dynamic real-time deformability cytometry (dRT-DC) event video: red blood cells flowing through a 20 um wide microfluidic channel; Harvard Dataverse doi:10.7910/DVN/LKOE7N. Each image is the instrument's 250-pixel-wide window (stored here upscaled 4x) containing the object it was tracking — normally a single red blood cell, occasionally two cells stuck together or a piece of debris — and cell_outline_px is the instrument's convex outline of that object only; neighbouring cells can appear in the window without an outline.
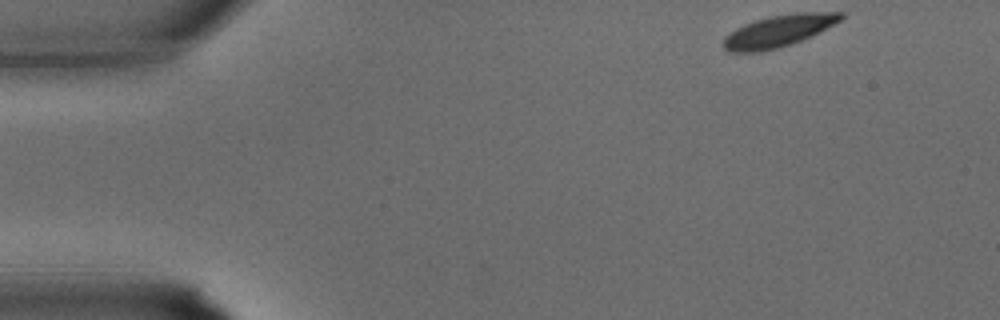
{"species": "common noctule bat (a hibernating species)", "species_latin": "Nyctalus noctula", "temperature_condition": "warm", "stored_images_in_passage": 32, "camera_frame_rate_fps": 3000, "um_per_image_px": 0.085, "animal": {"sex": "male", "body_mass_g": 15.6}, "frame": {"image": 1, "passage_image": 1, "time_ms": 0.0, "image_size_px": [1000, 320], "cell_outline_px": [[844, 20], [812, 36], [792, 44], [760, 52], [728, 52], [720, 44], [724, 36], [728, 32], [744, 24], [756, 20], [772, 16], [796, 12], [844, 12]], "centroid_in_image_um": [66.18, 2.63], "position_along_channel_um": 18.8, "area_um2": 22.2}}
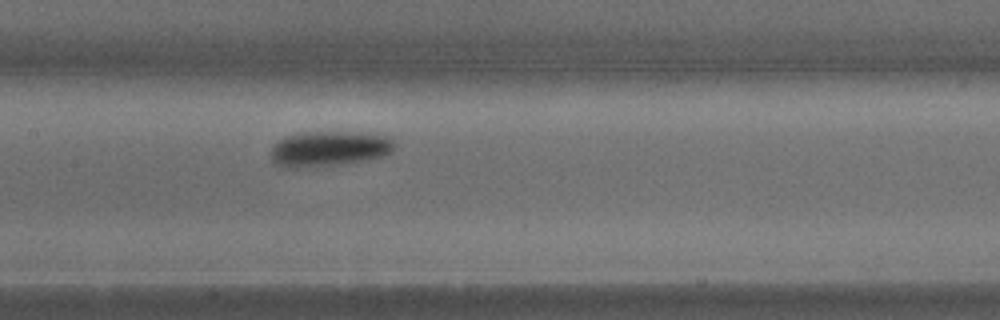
{"frame": {"image": 2, "passage_image": 14, "time_ms": 4.333, "image_size_px": [1000, 320], "cell_outline_px": [[396, 144], [392, 152], [368, 160], [344, 164], [316, 168], [284, 168], [276, 164], [272, 160], [272, 148], [284, 136], [304, 132], [376, 132], [388, 136]], "centroid_in_image_um": [28.02, 12.65], "position_along_channel_um": 179.4, "area_um2": 26.07}}
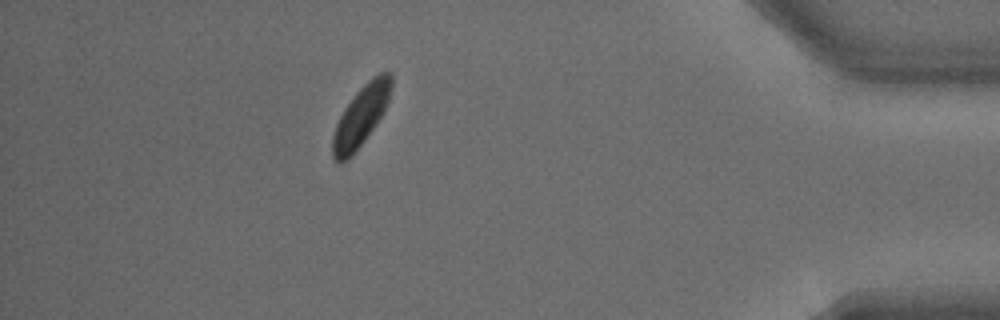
{"frame": {"image": 3, "passage_image": 28, "time_ms": 9.0, "image_size_px": [1000, 320], "cell_outline_px": [[392, 88], [384, 112], [364, 140], [340, 164], [332, 156], [332, 136], [336, 124], [344, 108], [356, 92], [372, 76], [380, 72], [392, 72]], "centroid_in_image_um": [30.69, 9.79], "position_along_channel_um": 404.5, "area_um2": 20.23}}